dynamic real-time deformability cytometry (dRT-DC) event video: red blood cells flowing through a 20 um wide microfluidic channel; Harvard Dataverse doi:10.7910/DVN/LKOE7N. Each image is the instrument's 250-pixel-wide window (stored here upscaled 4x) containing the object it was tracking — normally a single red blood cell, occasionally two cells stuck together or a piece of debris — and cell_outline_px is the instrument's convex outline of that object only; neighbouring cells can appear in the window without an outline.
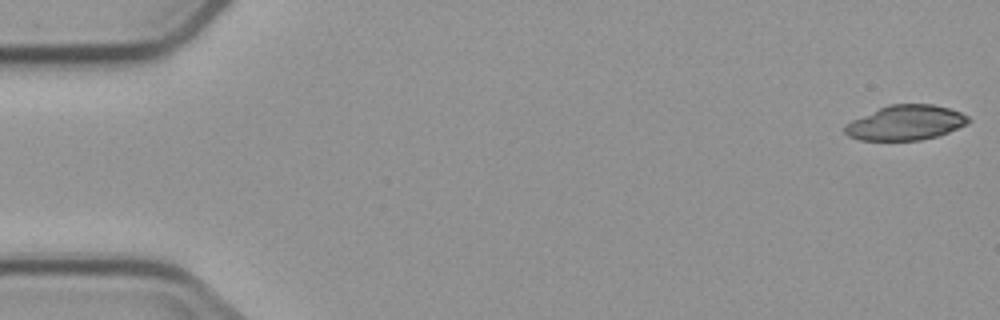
{"species": "common noctule bat (a hibernating species)", "species_latin": "Nyctalus noctula", "temperature_condition": "cold", "stored_images_in_passage": 5, "camera_frame_rate_fps": 3000, "um_per_image_px": 0.085, "animal": {"sex": "male", "body_mass_g": 23.1, "forearm_length_mm": 52.7}, "frame": {"image": 1, "passage_image": 1, "time_ms": 0.0, "image_size_px": [1000, 320], "cell_outline_px": [[972, 120], [968, 124], [948, 132], [936, 136], [920, 140], [860, 140], [848, 136], [844, 132], [844, 124], [852, 120], [888, 104], [932, 104], [948, 108], [960, 112], [968, 116]], "centroid_in_image_um": [76.98, 10.43], "position_along_channel_um": 8.0, "area_um2": 25.09}}